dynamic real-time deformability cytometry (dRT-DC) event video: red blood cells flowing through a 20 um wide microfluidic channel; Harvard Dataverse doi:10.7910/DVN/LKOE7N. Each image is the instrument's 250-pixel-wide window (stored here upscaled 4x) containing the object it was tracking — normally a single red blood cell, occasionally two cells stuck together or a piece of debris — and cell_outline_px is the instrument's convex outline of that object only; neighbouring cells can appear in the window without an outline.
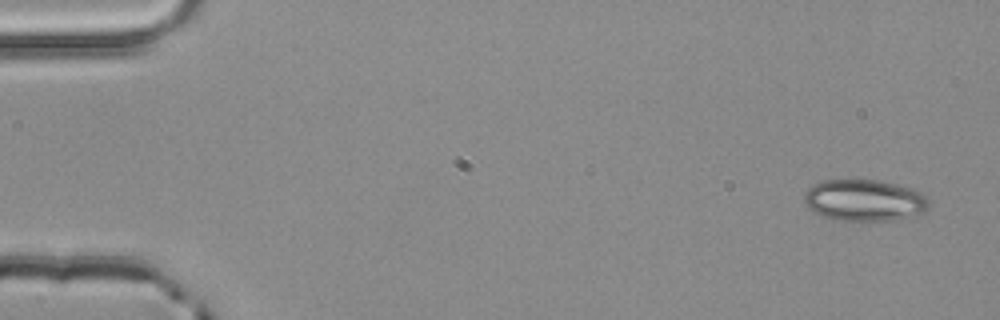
{"species": "common noctule bat (a hibernating species)", "species_latin": "Nyctalus noctula", "temperature_condition": "room temperature", "stored_images_in_passage": 5, "camera_frame_rate_fps": 3000, "um_per_image_px": 0.085, "animal": {"sex": "male", "body_mass_g": 20.4}, "frame": {"image": 1, "passage_image": 1, "time_ms": 0.0, "image_size_px": [1000, 320], "cell_outline_px": [[928, 208], [924, 212], [896, 220], [832, 220], [812, 212], [804, 204], [804, 192], [812, 184], [824, 180], [880, 180], [896, 184], [920, 192], [928, 200]], "centroid_in_image_um": [73.4, 17.03], "position_along_channel_um": 11.6, "area_um2": 30.29}}
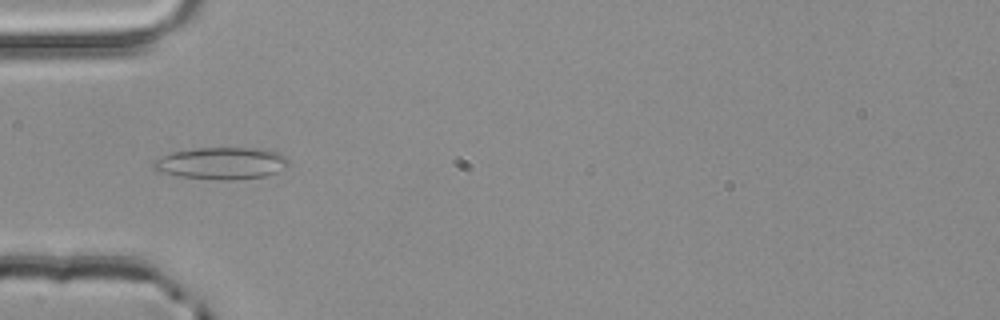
{"frame": {"image": 2, "passage_image": 4, "time_ms": 1.0, "image_size_px": [1000, 320], "cell_outline_px": [[288, 168], [264, 176], [232, 180], [216, 180], [180, 176], [160, 172], [152, 168], [152, 164], [156, 160], [172, 152], [200, 148], [264, 148], [280, 152], [288, 160]], "centroid_in_image_um": [18.88, 13.88], "position_along_channel_um": 66.1, "area_um2": 25.2}}
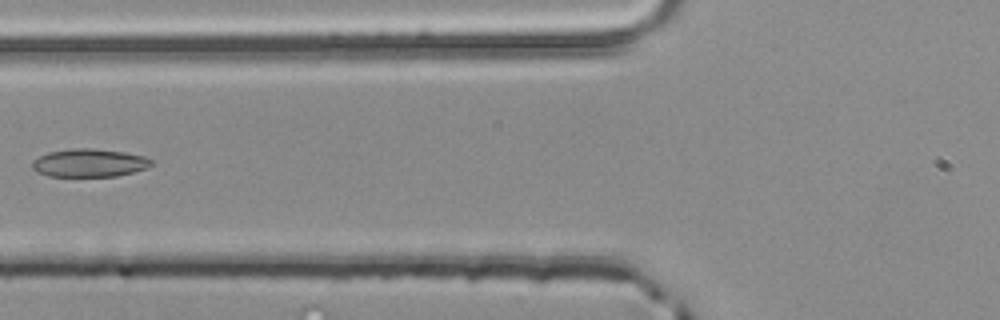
{"frame": {"image": 3, "passage_image": 5, "time_ms": 1.333, "image_size_px": [1000, 320], "cell_outline_px": [[152, 164], [144, 168], [132, 172], [116, 176], [48, 176], [36, 172], [32, 168], [32, 160], [48, 152], [72, 148], [92, 148], [124, 152], [144, 156], [152, 160]], "centroid_in_image_um": [7.54, 13.84], "position_along_channel_um": 118.3, "area_um2": 19.42}}